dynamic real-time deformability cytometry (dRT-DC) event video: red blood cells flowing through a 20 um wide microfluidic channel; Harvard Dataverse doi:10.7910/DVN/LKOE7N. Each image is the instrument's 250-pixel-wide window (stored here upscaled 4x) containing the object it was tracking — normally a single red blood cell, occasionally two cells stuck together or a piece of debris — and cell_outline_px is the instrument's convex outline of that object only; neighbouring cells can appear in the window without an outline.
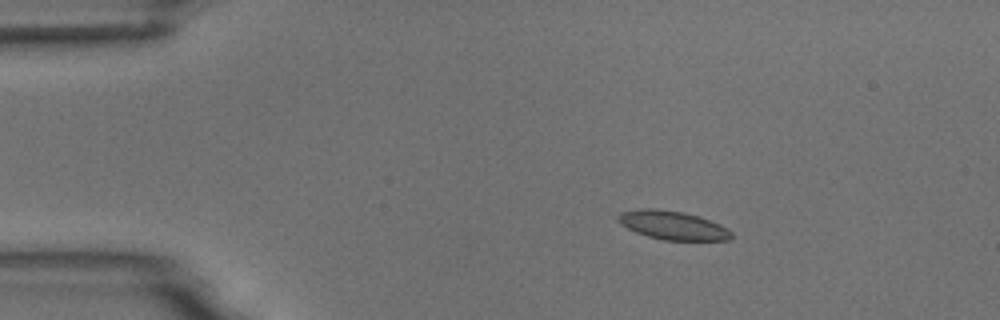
{"species": "common noctule bat (a hibernating species)", "species_latin": "Nyctalus noctula", "temperature_condition": "room temperature", "stored_images_in_passage": 4, "camera_frame_rate_fps": 3000, "um_per_image_px": 0.085, "animal": {"sex": "male", "body_mass_g": 18.8}, "frame": {"image": 1, "passage_image": 2, "time_ms": 2.333, "image_size_px": [1000, 320], "cell_outline_px": [[732, 236], [728, 240], [664, 240], [648, 236], [636, 232], [620, 224], [616, 220], [616, 216], [620, 212], [640, 208], [656, 208], [684, 212], [700, 216], [720, 224], [728, 228], [732, 232]], "centroid_in_image_um": [57.16, 19.13], "position_along_channel_um": 27.8, "area_um2": 19.13}}